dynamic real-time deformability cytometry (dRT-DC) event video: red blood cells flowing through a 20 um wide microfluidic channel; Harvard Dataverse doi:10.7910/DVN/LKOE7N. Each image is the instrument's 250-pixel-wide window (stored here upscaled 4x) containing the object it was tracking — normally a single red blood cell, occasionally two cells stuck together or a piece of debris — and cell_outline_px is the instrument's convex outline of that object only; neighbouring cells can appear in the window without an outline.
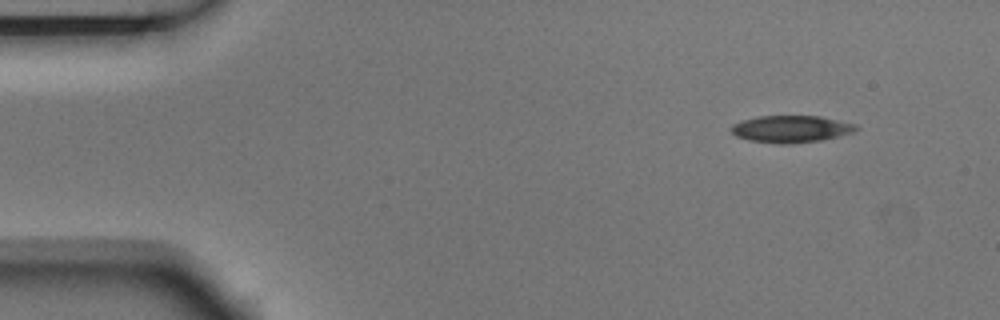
{"species": "Egyptian fruit bat (a non-hibernating species)", "species_latin": "Rousettus aegyptiacus", "temperature_condition": "room temperature", "stored_images_in_passage": 4, "camera_frame_rate_fps": 3000, "um_per_image_px": 0.085, "animal": {"sex": "male"}, "frame": {"image": 1, "passage_image": 1, "time_ms": 0.0, "image_size_px": [1000, 320], "cell_outline_px": [[860, 128], [856, 132], [820, 140], [788, 144], [780, 144], [748, 140], [736, 136], [732, 132], [732, 124], [740, 120], [760, 116], [820, 116], [856, 124]], "centroid_in_image_um": [67.25, 10.96], "position_along_channel_um": 17.7, "area_um2": 19.71}}
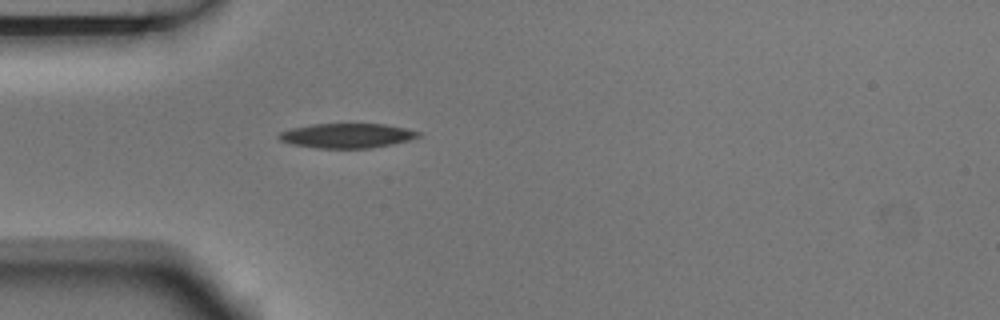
{"frame": {"image": 2, "passage_image": 4, "time_ms": 1.0, "image_size_px": [1000, 320], "cell_outline_px": [[424, 132], [420, 136], [412, 140], [372, 148], [316, 148], [292, 144], [280, 140], [276, 136], [280, 132], [292, 128], [312, 124], [384, 124]], "centroid_in_image_um": [29.53, 11.53], "position_along_channel_um": 55.5, "area_um2": 20.11}}